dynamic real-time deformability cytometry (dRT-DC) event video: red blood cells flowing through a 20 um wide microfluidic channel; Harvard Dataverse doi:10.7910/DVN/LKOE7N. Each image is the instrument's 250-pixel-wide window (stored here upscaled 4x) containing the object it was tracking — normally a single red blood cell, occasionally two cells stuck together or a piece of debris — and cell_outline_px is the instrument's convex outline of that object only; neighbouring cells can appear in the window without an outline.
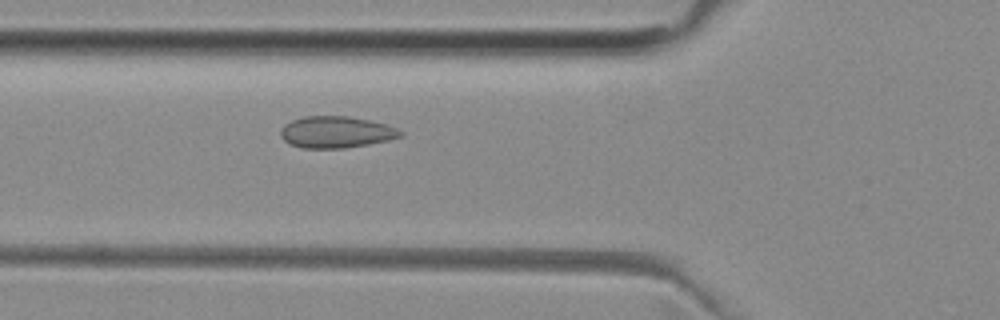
{"species": "common noctule bat (a hibernating species)", "species_latin": "Nyctalus noctula", "temperature_condition": "room temperature", "stored_images_in_passage": 47, "camera_frame_rate_fps": 3000, "um_per_image_px": 0.085, "animal": {"sex": "female", "body_mass_g": 29.2, "forearm_length_mm": 56.3}, "frame": {"image": 1, "passage_image": 18, "time_ms": 5.667, "image_size_px": [1000, 320], "cell_outline_px": [[404, 136], [388, 140], [368, 144], [344, 148], [304, 148], [288, 144], [280, 136], [280, 128], [284, 124], [292, 120], [304, 116], [348, 116], [368, 120], [384, 124], [396, 128], [404, 132]], "centroid_in_image_um": [28.54, 11.23], "position_along_channel_um": 97.3, "area_um2": 22.14}}
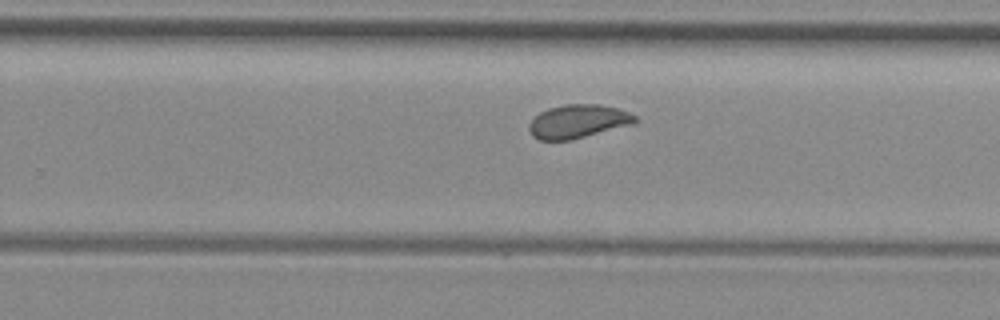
{"frame": {"image": 2, "passage_image": 32, "time_ms": 10.333, "image_size_px": [1000, 320], "cell_outline_px": [[640, 120], [632, 124], [572, 140], [540, 140], [532, 136], [528, 128], [528, 124], [540, 112], [548, 108], [564, 104], [600, 104], [620, 108], [636, 116]], "centroid_in_image_um": [49.14, 10.31], "position_along_channel_um": 280.7, "area_um2": 20.87}}
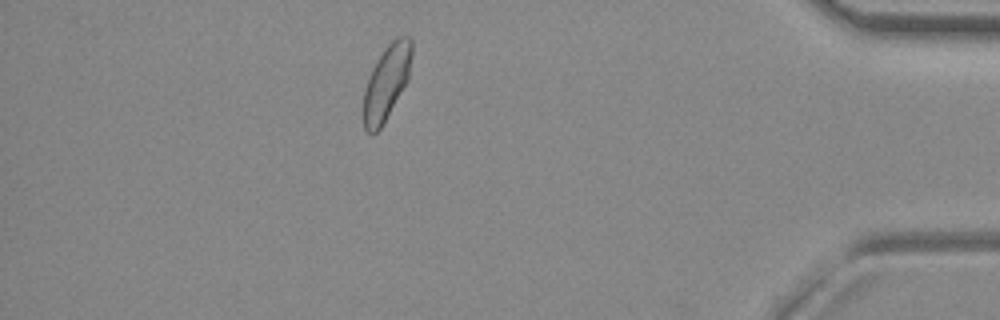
{"frame": {"image": 3, "passage_image": 45, "time_ms": 14.667, "image_size_px": [1000, 320], "cell_outline_px": [[412, 56], [408, 80], [380, 128], [372, 136], [364, 128], [364, 92], [368, 76], [376, 60], [384, 48], [396, 36], [408, 36], [412, 40]], "centroid_in_image_um": [32.86, 6.96], "position_along_channel_um": 402.3, "area_um2": 20.92}}